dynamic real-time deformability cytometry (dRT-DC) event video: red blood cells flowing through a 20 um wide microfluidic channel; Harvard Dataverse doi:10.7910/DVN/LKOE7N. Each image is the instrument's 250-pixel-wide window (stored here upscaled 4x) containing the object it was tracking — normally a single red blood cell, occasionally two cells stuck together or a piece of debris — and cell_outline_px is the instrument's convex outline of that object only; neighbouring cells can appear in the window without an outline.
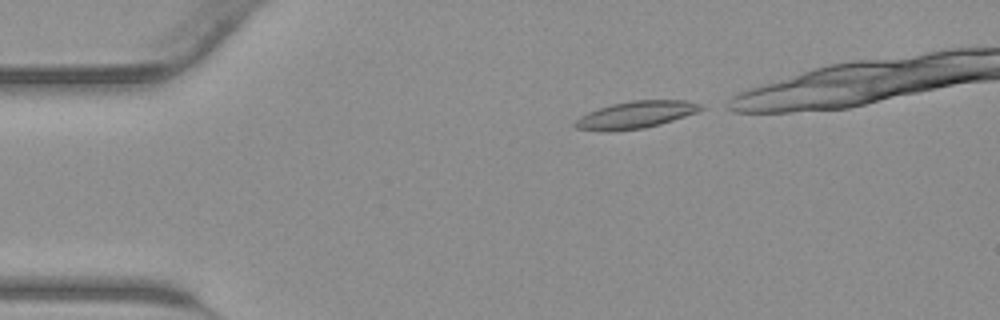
{"species": "common noctule bat (a hibernating species)", "species_latin": "Nyctalus noctula", "temperature_condition": "warm", "stored_images_in_passage": 12, "camera_frame_rate_fps": 3000, "um_per_image_px": 0.085, "animal": {"sex": "male", "body_mass_g": 23.1, "forearm_length_mm": 52.7}, "frame": {"image": 1, "passage_image": 1, "time_ms": 0.0, "image_size_px": [1000, 320], "cell_outline_px": [[704, 108], [696, 112], [660, 124], [644, 128], [608, 132], [604, 132], [576, 128], [572, 124], [580, 116], [588, 112], [612, 104], [632, 100], [684, 100], [700, 104]], "centroid_in_image_um": [53.99, 9.76], "position_along_channel_um": 31.0, "area_um2": 19.77}}
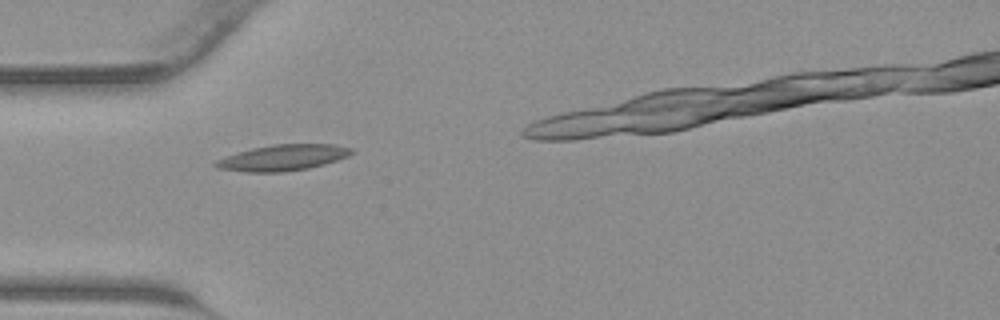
{"frame": {"image": 2, "passage_image": 6, "time_ms": 1.667, "image_size_px": [1000, 320], "cell_outline_px": [[356, 152], [348, 156], [324, 164], [308, 168], [284, 172], [244, 172], [216, 168], [212, 164], [216, 160], [224, 156], [252, 148], [272, 144], [336, 144], [352, 148]], "centroid_in_image_um": [24.03, 13.4], "position_along_channel_um": 61.0, "area_um2": 20.75}}
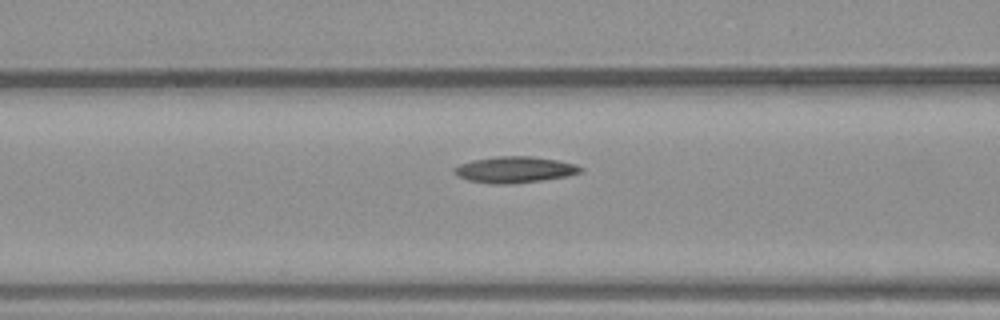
{"frame": {"image": 3, "passage_image": 10, "time_ms": 3.0, "image_size_px": [1000, 320], "cell_outline_px": [[584, 172], [568, 176], [544, 180], [512, 184], [492, 184], [468, 180], [456, 176], [452, 172], [452, 168], [460, 164], [472, 160], [496, 156], [532, 156], [556, 160], [576, 164], [584, 168]], "centroid_in_image_um": [43.75, 14.42], "position_along_channel_um": 122.9, "area_um2": 19.65}}